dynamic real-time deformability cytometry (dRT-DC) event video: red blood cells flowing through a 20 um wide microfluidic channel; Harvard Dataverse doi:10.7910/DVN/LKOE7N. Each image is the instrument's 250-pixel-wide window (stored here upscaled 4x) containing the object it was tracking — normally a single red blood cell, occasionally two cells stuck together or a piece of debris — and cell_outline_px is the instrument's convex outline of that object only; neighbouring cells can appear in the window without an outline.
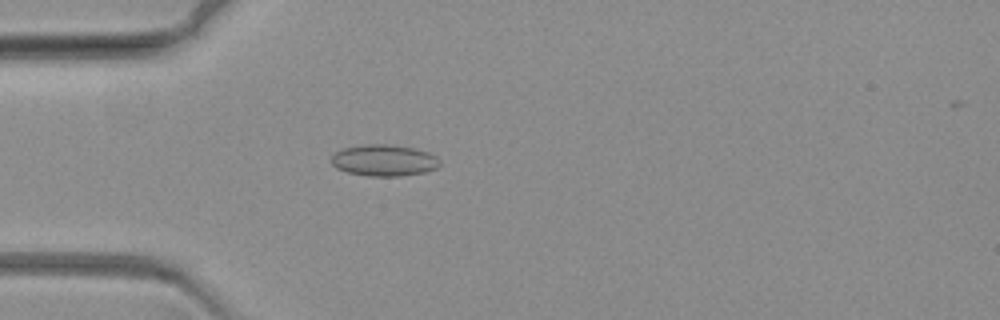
{"species": "common noctule bat (a hibernating species)", "species_latin": "Nyctalus noctula", "temperature_condition": "warm", "stored_images_in_passage": 48, "camera_frame_rate_fps": 3000, "um_per_image_px": 0.085, "animal": {"sex": "female", "body_mass_g": 19.3, "forearm_length_mm": 54.1}, "frame": {"image": 1, "passage_image": 20, "time_ms": 6.333, "image_size_px": [1000, 320], "cell_outline_px": [[440, 164], [436, 168], [424, 172], [400, 176], [368, 176], [348, 172], [336, 168], [332, 164], [332, 156], [336, 152], [344, 148], [364, 144], [392, 144], [416, 148], [428, 152], [436, 156], [440, 160]], "centroid_in_image_um": [32.66, 13.62], "position_along_channel_um": 52.3, "area_um2": 19.94}}
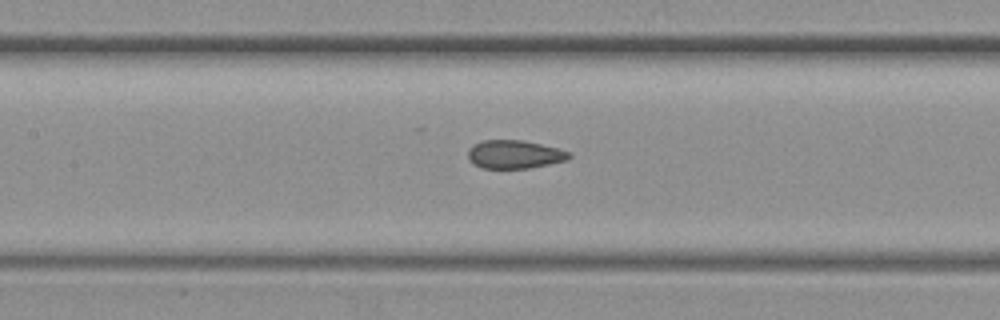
{"frame": {"image": 2, "passage_image": 32, "time_ms": 10.333, "image_size_px": [1000, 320], "cell_outline_px": [[572, 156], [568, 160], [528, 168], [480, 168], [472, 164], [468, 160], [468, 148], [472, 144], [484, 140], [524, 140], [572, 152]], "centroid_in_image_um": [43.7, 13.12], "position_along_channel_um": 163.7, "area_um2": 16.88}}
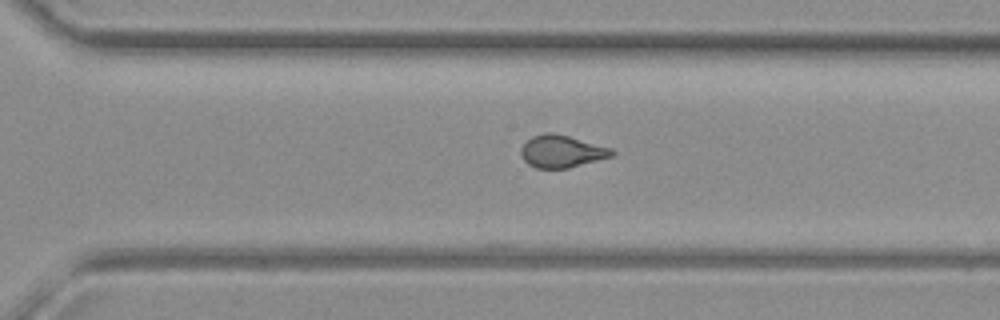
{"frame": {"image": 3, "passage_image": 48, "time_ms": 15.667, "image_size_px": [1000, 320], "cell_outline_px": [[616, 152], [612, 156], [568, 168], [536, 168], [528, 164], [520, 156], [520, 148], [532, 136], [544, 132], [552, 132], [568, 136], [612, 148]], "centroid_in_image_um": [47.72, 12.86], "position_along_channel_um": 322.9, "area_um2": 17.11}}